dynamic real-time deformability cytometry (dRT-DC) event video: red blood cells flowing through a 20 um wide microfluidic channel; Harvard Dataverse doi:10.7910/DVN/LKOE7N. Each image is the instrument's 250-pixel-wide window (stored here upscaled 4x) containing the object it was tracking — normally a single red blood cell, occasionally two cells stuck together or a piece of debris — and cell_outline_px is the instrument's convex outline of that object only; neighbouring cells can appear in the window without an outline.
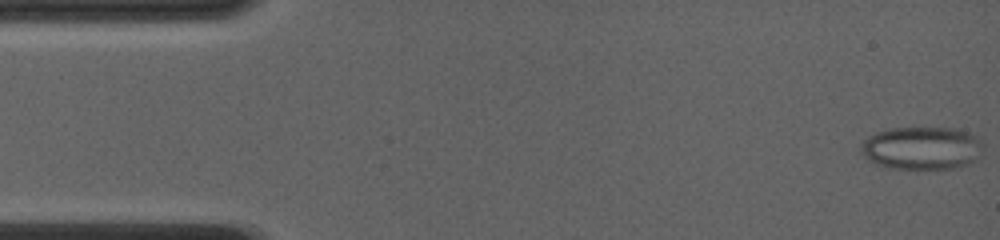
{"species": "common noctule bat (a hibernating species)", "species_latin": "Nyctalus noctula", "temperature_condition": "room temperature", "stored_images_in_passage": 115, "camera_frame_rate_fps": 4000, "um_per_image_px": 0.085, "animal": {"sex": "female", "body_mass_g": 19.0, "forearm_length_mm": 56.7}, "frame": {"image": 1, "passage_image": 1, "time_ms": 0.0, "image_size_px": [1000, 240], "cell_outline_px": [[984, 144], [976, 160], [968, 164], [952, 168], [888, 168], [876, 164], [868, 160], [860, 152], [860, 144], [868, 136], [876, 132], [892, 128], [952, 128], [968, 132], [976, 136]], "centroid_in_image_um": [78.33, 12.58], "position_along_channel_um": 6.7, "area_um2": 30.58}}
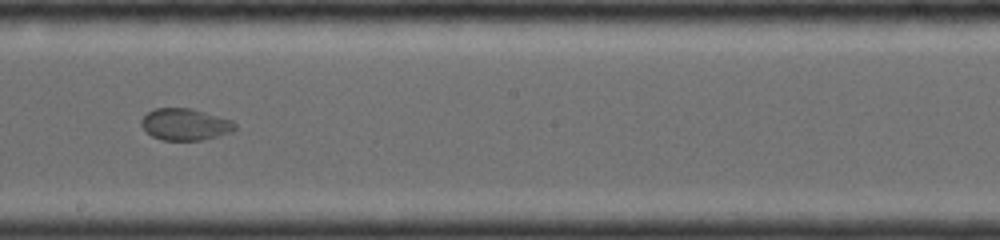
{"frame": {"image": 2, "passage_image": 65, "time_ms": 8.5, "image_size_px": [1000, 240], "cell_outline_px": [[236, 128], [232, 132], [200, 140], [160, 140], [152, 136], [140, 124], [140, 120], [152, 108], [192, 108], [232, 120], [236, 124]], "centroid_in_image_um": [15.73, 10.56], "position_along_channel_um": 232.5, "area_um2": 17.34}}
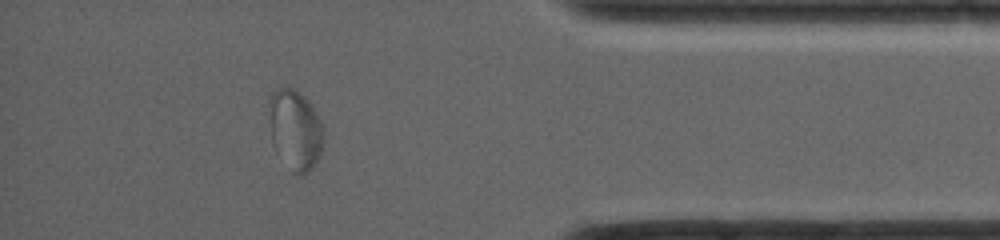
{"frame": {"image": 3, "passage_image": 99, "time_ms": 13.25, "image_size_px": [1000, 240], "cell_outline_px": [[324, 140], [320, 156], [312, 168], [308, 172], [300, 176], [296, 176], [292, 172], [272, 144], [272, 92], [276, 88], [288, 84], [300, 92], [308, 100], [320, 120], [324, 128]], "centroid_in_image_um": [25.16, 11.04], "position_along_channel_um": 410.0, "area_um2": 25.2}}